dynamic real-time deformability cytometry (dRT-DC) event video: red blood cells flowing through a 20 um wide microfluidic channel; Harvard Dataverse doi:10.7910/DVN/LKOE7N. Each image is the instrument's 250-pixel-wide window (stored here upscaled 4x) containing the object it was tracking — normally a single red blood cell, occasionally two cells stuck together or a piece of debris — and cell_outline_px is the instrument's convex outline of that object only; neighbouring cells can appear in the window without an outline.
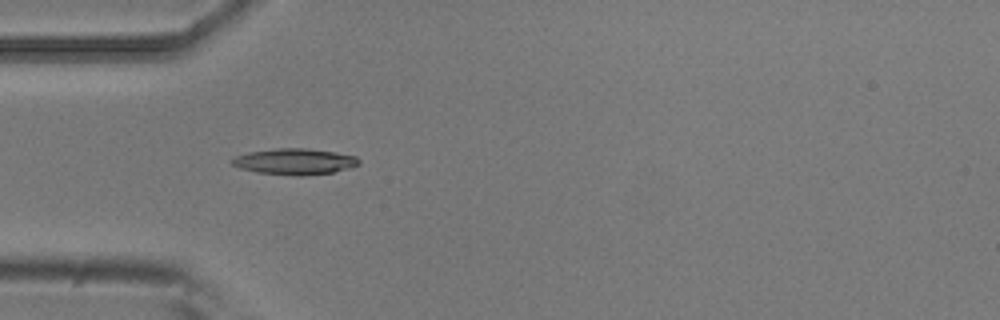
{"species": "common noctule bat (a hibernating species)", "species_latin": "Nyctalus noctula", "temperature_condition": "room temperature", "stored_images_in_passage": 6, "camera_frame_rate_fps": 3000, "um_per_image_px": 0.085, "animal": {"sex": "male", "body_mass_g": 20.5, "forearm_length_mm": 52.5}, "frame": {"image": 1, "passage_image": 5, "time_ms": 1.333, "image_size_px": [1000, 320], "cell_outline_px": [[360, 164], [352, 168], [332, 172], [304, 176], [296, 176], [256, 172], [240, 168], [232, 164], [228, 160], [236, 156], [248, 152], [276, 148], [308, 148], [356, 156], [360, 160]], "centroid_in_image_um": [25.04, 13.73], "position_along_channel_um": 60.0, "area_um2": 19.42}}
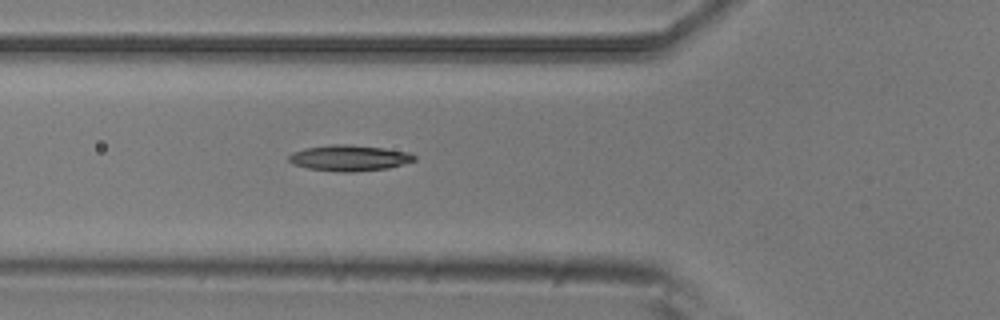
{"frame": {"image": 2, "passage_image": 6, "time_ms": 1.667, "image_size_px": [1000, 320], "cell_outline_px": [[416, 160], [388, 168], [352, 172], [344, 172], [308, 168], [292, 164], [288, 160], [288, 156], [292, 152], [304, 148], [332, 144], [348, 144], [384, 148], [412, 152], [416, 156]], "centroid_in_image_um": [29.7, 13.42], "position_along_channel_um": 96.1, "area_um2": 19.02}}